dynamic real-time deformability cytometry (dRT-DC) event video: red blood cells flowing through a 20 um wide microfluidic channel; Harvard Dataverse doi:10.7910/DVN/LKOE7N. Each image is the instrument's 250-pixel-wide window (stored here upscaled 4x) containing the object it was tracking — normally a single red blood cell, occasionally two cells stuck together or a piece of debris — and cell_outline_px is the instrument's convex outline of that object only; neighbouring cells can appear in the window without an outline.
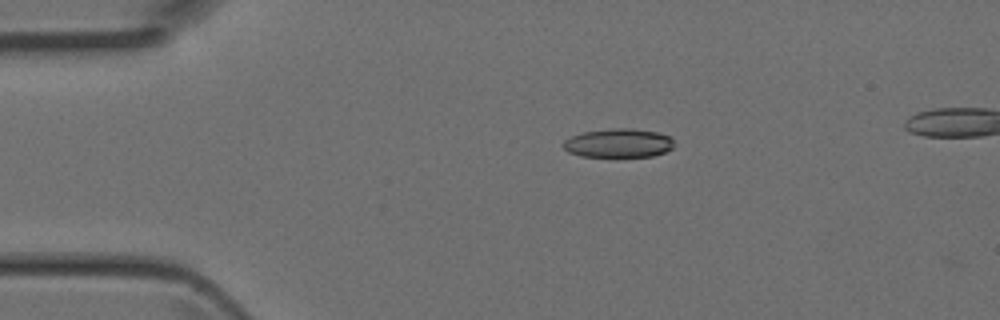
{"species": "Egyptian fruit bat (a non-hibernating species)", "species_latin": "Rousettus aegyptiacus", "temperature_condition": "room temperature", "stored_images_in_passage": 3, "segment_of_instrument_passage": [1, 2], "camera_frame_rate_fps": 3000, "um_per_image_px": 0.085, "animal": {"sex": "female"}, "frame": {"image": 1, "passage_image": 1, "time_ms": 0.0, "image_size_px": [1000, 320], "cell_outline_px": [[672, 148], [664, 152], [652, 156], [580, 156], [568, 152], [564, 148], [564, 140], [572, 136], [584, 132], [612, 128], [628, 128], [656, 132], [672, 136]], "centroid_in_image_um": [52.57, 12.16], "position_along_channel_um": 32.4, "area_um2": 18.38}}